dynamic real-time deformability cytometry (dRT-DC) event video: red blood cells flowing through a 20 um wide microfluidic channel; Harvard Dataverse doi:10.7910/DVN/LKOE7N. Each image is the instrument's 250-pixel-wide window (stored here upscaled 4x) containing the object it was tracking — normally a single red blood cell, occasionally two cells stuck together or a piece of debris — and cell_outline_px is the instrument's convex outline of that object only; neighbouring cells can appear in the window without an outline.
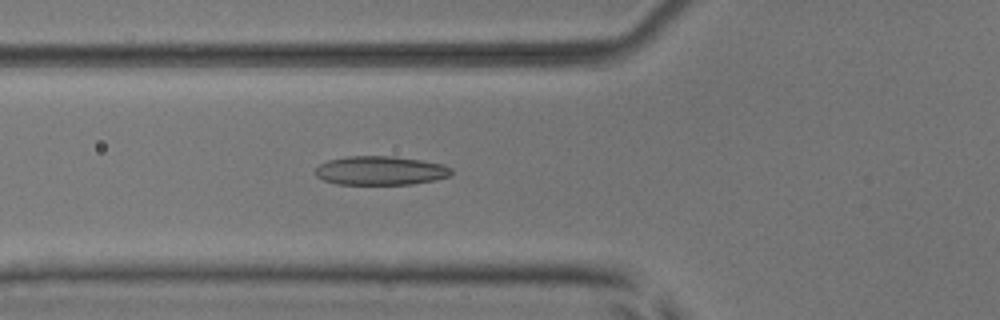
{"species": "common noctule bat (a hibernating species)", "species_latin": "Nyctalus noctula", "temperature_condition": "room temperature", "stored_images_in_passage": 54, "camera_frame_rate_fps": 3000, "um_per_image_px": 0.085, "animal": {"sex": "male", "body_mass_g": 17.9, "forearm_length_mm": 54.2}, "frame": {"image": 1, "passage_image": 20, "time_ms": 6.333, "image_size_px": [1000, 320], "cell_outline_px": [[452, 172], [448, 176], [436, 180], [412, 184], [336, 184], [324, 180], [316, 176], [316, 168], [320, 164], [328, 160], [348, 156], [392, 156], [420, 160], [444, 164], [452, 168]], "centroid_in_image_um": [32.35, 14.5], "position_along_channel_um": 93.4, "area_um2": 22.89}}
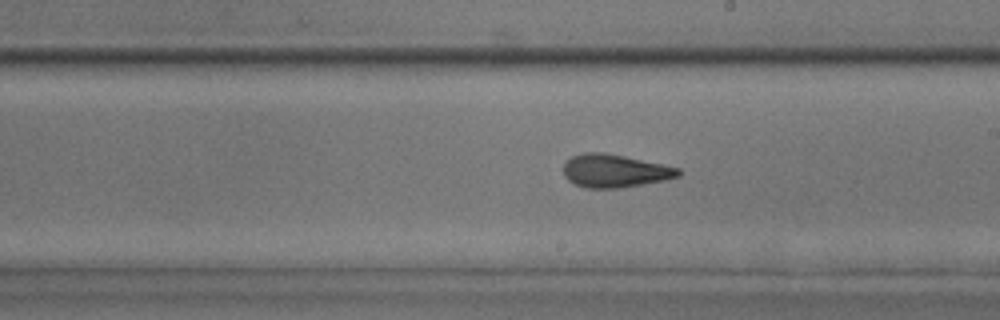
{"frame": {"image": 2, "passage_image": 31, "time_ms": 10.0, "image_size_px": [1000, 320], "cell_outline_px": [[680, 176], [664, 180], [616, 188], [588, 188], [576, 184], [568, 180], [564, 176], [564, 164], [572, 156], [584, 152], [604, 152], [624, 156], [680, 168]], "centroid_in_image_um": [52.24, 14.51], "position_along_channel_um": 236.8, "area_um2": 21.85}}
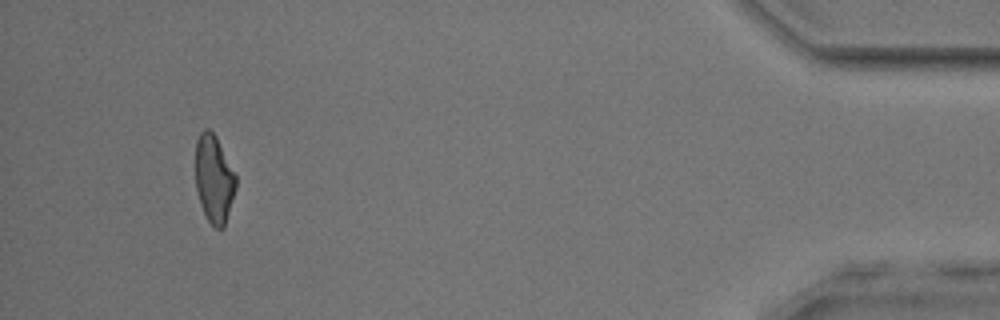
{"frame": {"image": 3, "passage_image": 50, "time_ms": 16.333, "image_size_px": [1000, 320], "cell_outline_px": [[236, 188], [224, 228], [216, 228], [208, 220], [204, 212], [196, 188], [196, 140], [200, 132], [204, 128], [208, 128], [216, 136], [236, 176]], "centroid_in_image_um": [18.19, 15.19], "position_along_channel_um": 417.0, "area_um2": 20.4}, "authors_computed_cell_mechanics": {"area_um2": 21.7906, "velocity_mm_per_s": 3.9158, "shape_relaxation_time_tau1_ms": 7.8772, "shape_relaxation_time_tau2_ms": 2.8665, "deformation_change_tau1": 0.2107, "deformation_change_tau2": 0.1062}}